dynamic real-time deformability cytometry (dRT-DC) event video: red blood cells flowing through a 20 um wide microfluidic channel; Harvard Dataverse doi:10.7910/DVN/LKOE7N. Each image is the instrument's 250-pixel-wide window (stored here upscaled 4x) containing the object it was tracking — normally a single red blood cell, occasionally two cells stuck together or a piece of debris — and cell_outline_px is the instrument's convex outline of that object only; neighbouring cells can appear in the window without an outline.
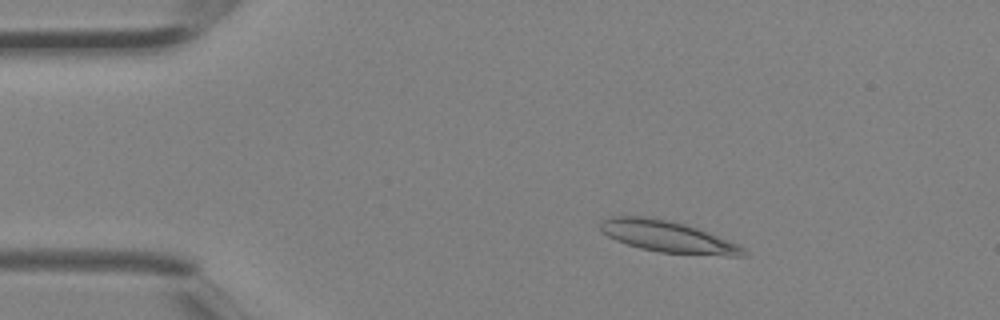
{"species": "Egyptian fruit bat (a non-hibernating species)", "species_latin": "Rousettus aegyptiacus", "temperature_condition": "room temperature", "stored_images_in_passage": 2, "camera_frame_rate_fps": 3000, "um_per_image_px": 0.085, "animal": {"sex": "female"}, "frame": {"image": 1, "passage_image": 1, "time_ms": 0.0, "image_size_px": [1000, 320], "cell_outline_px": [[748, 256], [728, 256], [660, 252], [640, 248], [616, 240], [608, 236], [600, 228], [600, 224], [604, 220], [612, 216], [644, 216], [668, 220], [684, 224], [696, 228], [740, 244], [744, 248]], "centroid_in_image_um": [56.8, 20.12], "position_along_channel_um": 28.2, "area_um2": 25.95}}